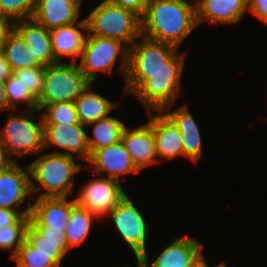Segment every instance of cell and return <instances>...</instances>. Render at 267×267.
Listing matches in <instances>:
<instances>
[{
  "label": "cell",
  "instance_id": "obj_1",
  "mask_svg": "<svg viewBox=\"0 0 267 267\" xmlns=\"http://www.w3.org/2000/svg\"><path fill=\"white\" fill-rule=\"evenodd\" d=\"M197 27L195 7L179 0H148L141 18L142 35L178 49Z\"/></svg>",
  "mask_w": 267,
  "mask_h": 267
},
{
  "label": "cell",
  "instance_id": "obj_2",
  "mask_svg": "<svg viewBox=\"0 0 267 267\" xmlns=\"http://www.w3.org/2000/svg\"><path fill=\"white\" fill-rule=\"evenodd\" d=\"M28 163L30 170L31 192L38 197H72L74 178L80 173L82 165L76 163L74 156L66 154L44 153Z\"/></svg>",
  "mask_w": 267,
  "mask_h": 267
},
{
  "label": "cell",
  "instance_id": "obj_3",
  "mask_svg": "<svg viewBox=\"0 0 267 267\" xmlns=\"http://www.w3.org/2000/svg\"><path fill=\"white\" fill-rule=\"evenodd\" d=\"M182 73L183 70L127 72L125 94L137 96L148 112L162 111L178 100Z\"/></svg>",
  "mask_w": 267,
  "mask_h": 267
},
{
  "label": "cell",
  "instance_id": "obj_4",
  "mask_svg": "<svg viewBox=\"0 0 267 267\" xmlns=\"http://www.w3.org/2000/svg\"><path fill=\"white\" fill-rule=\"evenodd\" d=\"M88 35L111 38L130 47L141 35V18L131 10L102 0L85 17Z\"/></svg>",
  "mask_w": 267,
  "mask_h": 267
},
{
  "label": "cell",
  "instance_id": "obj_5",
  "mask_svg": "<svg viewBox=\"0 0 267 267\" xmlns=\"http://www.w3.org/2000/svg\"><path fill=\"white\" fill-rule=\"evenodd\" d=\"M25 111L26 115L9 113L5 126L0 129V141L14 162V157L37 155L44 151L42 115L38 109ZM38 112L40 116H35Z\"/></svg>",
  "mask_w": 267,
  "mask_h": 267
},
{
  "label": "cell",
  "instance_id": "obj_6",
  "mask_svg": "<svg viewBox=\"0 0 267 267\" xmlns=\"http://www.w3.org/2000/svg\"><path fill=\"white\" fill-rule=\"evenodd\" d=\"M90 83L77 62H57L45 66L43 90L37 99V108L74 102Z\"/></svg>",
  "mask_w": 267,
  "mask_h": 267
},
{
  "label": "cell",
  "instance_id": "obj_7",
  "mask_svg": "<svg viewBox=\"0 0 267 267\" xmlns=\"http://www.w3.org/2000/svg\"><path fill=\"white\" fill-rule=\"evenodd\" d=\"M120 56V58L118 57ZM129 47L119 40L86 35L80 61L77 62L85 77L94 83L98 72L111 73L115 61L119 58L120 73L124 80L128 69Z\"/></svg>",
  "mask_w": 267,
  "mask_h": 267
},
{
  "label": "cell",
  "instance_id": "obj_8",
  "mask_svg": "<svg viewBox=\"0 0 267 267\" xmlns=\"http://www.w3.org/2000/svg\"><path fill=\"white\" fill-rule=\"evenodd\" d=\"M178 51L174 45L141 35L129 47L127 72L183 70L186 53L178 54Z\"/></svg>",
  "mask_w": 267,
  "mask_h": 267
},
{
  "label": "cell",
  "instance_id": "obj_9",
  "mask_svg": "<svg viewBox=\"0 0 267 267\" xmlns=\"http://www.w3.org/2000/svg\"><path fill=\"white\" fill-rule=\"evenodd\" d=\"M120 237L126 242L138 262L147 254V221L126 194L118 205L108 214Z\"/></svg>",
  "mask_w": 267,
  "mask_h": 267
},
{
  "label": "cell",
  "instance_id": "obj_10",
  "mask_svg": "<svg viewBox=\"0 0 267 267\" xmlns=\"http://www.w3.org/2000/svg\"><path fill=\"white\" fill-rule=\"evenodd\" d=\"M120 181L97 176L90 179L76 195L77 205L86 209L98 219L107 218L108 214L127 194Z\"/></svg>",
  "mask_w": 267,
  "mask_h": 267
},
{
  "label": "cell",
  "instance_id": "obj_11",
  "mask_svg": "<svg viewBox=\"0 0 267 267\" xmlns=\"http://www.w3.org/2000/svg\"><path fill=\"white\" fill-rule=\"evenodd\" d=\"M14 162L0 174V208L16 210L21 216H29L33 195L31 192L30 170ZM29 197V198H27ZM27 201V207L19 208Z\"/></svg>",
  "mask_w": 267,
  "mask_h": 267
},
{
  "label": "cell",
  "instance_id": "obj_12",
  "mask_svg": "<svg viewBox=\"0 0 267 267\" xmlns=\"http://www.w3.org/2000/svg\"><path fill=\"white\" fill-rule=\"evenodd\" d=\"M86 125L43 123L44 151L49 147H57L62 151H54V154H66L77 156L80 159L89 160L90 150L88 145V133ZM64 150V151H63Z\"/></svg>",
  "mask_w": 267,
  "mask_h": 267
},
{
  "label": "cell",
  "instance_id": "obj_13",
  "mask_svg": "<svg viewBox=\"0 0 267 267\" xmlns=\"http://www.w3.org/2000/svg\"><path fill=\"white\" fill-rule=\"evenodd\" d=\"M87 163L94 174L120 182L119 176L140 173L122 141L93 151Z\"/></svg>",
  "mask_w": 267,
  "mask_h": 267
},
{
  "label": "cell",
  "instance_id": "obj_14",
  "mask_svg": "<svg viewBox=\"0 0 267 267\" xmlns=\"http://www.w3.org/2000/svg\"><path fill=\"white\" fill-rule=\"evenodd\" d=\"M148 114L150 118L147 123L135 128L126 126L121 139L125 149L131 155L134 165L140 172L147 166L159 163L152 130V111Z\"/></svg>",
  "mask_w": 267,
  "mask_h": 267
},
{
  "label": "cell",
  "instance_id": "obj_15",
  "mask_svg": "<svg viewBox=\"0 0 267 267\" xmlns=\"http://www.w3.org/2000/svg\"><path fill=\"white\" fill-rule=\"evenodd\" d=\"M75 204V199L70 200L68 196L38 197L36 200L33 198L28 216L29 224L65 231L71 208Z\"/></svg>",
  "mask_w": 267,
  "mask_h": 267
},
{
  "label": "cell",
  "instance_id": "obj_16",
  "mask_svg": "<svg viewBox=\"0 0 267 267\" xmlns=\"http://www.w3.org/2000/svg\"><path fill=\"white\" fill-rule=\"evenodd\" d=\"M203 246L200 241L183 235L173 239L151 264L148 254L136 264L139 267H189L203 251Z\"/></svg>",
  "mask_w": 267,
  "mask_h": 267
},
{
  "label": "cell",
  "instance_id": "obj_17",
  "mask_svg": "<svg viewBox=\"0 0 267 267\" xmlns=\"http://www.w3.org/2000/svg\"><path fill=\"white\" fill-rule=\"evenodd\" d=\"M83 0H37L32 18L48 30L78 22Z\"/></svg>",
  "mask_w": 267,
  "mask_h": 267
},
{
  "label": "cell",
  "instance_id": "obj_18",
  "mask_svg": "<svg viewBox=\"0 0 267 267\" xmlns=\"http://www.w3.org/2000/svg\"><path fill=\"white\" fill-rule=\"evenodd\" d=\"M171 107L173 105L165 107L162 112L175 124L181 133L184 157L191 162L197 163L203 155L201 130L190 113L187 104L173 111H170Z\"/></svg>",
  "mask_w": 267,
  "mask_h": 267
},
{
  "label": "cell",
  "instance_id": "obj_19",
  "mask_svg": "<svg viewBox=\"0 0 267 267\" xmlns=\"http://www.w3.org/2000/svg\"><path fill=\"white\" fill-rule=\"evenodd\" d=\"M197 25L237 24L248 12L247 0H200L195 7Z\"/></svg>",
  "mask_w": 267,
  "mask_h": 267
},
{
  "label": "cell",
  "instance_id": "obj_20",
  "mask_svg": "<svg viewBox=\"0 0 267 267\" xmlns=\"http://www.w3.org/2000/svg\"><path fill=\"white\" fill-rule=\"evenodd\" d=\"M152 114V130L160 161L184 157L182 136L175 124L162 112Z\"/></svg>",
  "mask_w": 267,
  "mask_h": 267
},
{
  "label": "cell",
  "instance_id": "obj_21",
  "mask_svg": "<svg viewBox=\"0 0 267 267\" xmlns=\"http://www.w3.org/2000/svg\"><path fill=\"white\" fill-rule=\"evenodd\" d=\"M85 31H87L85 18L50 30L52 51L57 62H61V57L72 58L71 62H77L82 55Z\"/></svg>",
  "mask_w": 267,
  "mask_h": 267
},
{
  "label": "cell",
  "instance_id": "obj_22",
  "mask_svg": "<svg viewBox=\"0 0 267 267\" xmlns=\"http://www.w3.org/2000/svg\"><path fill=\"white\" fill-rule=\"evenodd\" d=\"M14 29L22 36L28 49L43 66L57 63L52 51L50 30L33 18L15 21Z\"/></svg>",
  "mask_w": 267,
  "mask_h": 267
},
{
  "label": "cell",
  "instance_id": "obj_23",
  "mask_svg": "<svg viewBox=\"0 0 267 267\" xmlns=\"http://www.w3.org/2000/svg\"><path fill=\"white\" fill-rule=\"evenodd\" d=\"M92 84L90 83L74 101L79 122L86 126L110 116L111 111L119 106L92 90Z\"/></svg>",
  "mask_w": 267,
  "mask_h": 267
},
{
  "label": "cell",
  "instance_id": "obj_24",
  "mask_svg": "<svg viewBox=\"0 0 267 267\" xmlns=\"http://www.w3.org/2000/svg\"><path fill=\"white\" fill-rule=\"evenodd\" d=\"M93 126L91 130L93 136L90 137L88 134V145L90 154L103 147H107L116 143H119L122 139V134L126 125L113 116H108L102 119H99L93 123L87 125Z\"/></svg>",
  "mask_w": 267,
  "mask_h": 267
},
{
  "label": "cell",
  "instance_id": "obj_25",
  "mask_svg": "<svg viewBox=\"0 0 267 267\" xmlns=\"http://www.w3.org/2000/svg\"><path fill=\"white\" fill-rule=\"evenodd\" d=\"M2 53L9 63L11 71L43 66L28 49L24 39L15 29L8 35Z\"/></svg>",
  "mask_w": 267,
  "mask_h": 267
},
{
  "label": "cell",
  "instance_id": "obj_26",
  "mask_svg": "<svg viewBox=\"0 0 267 267\" xmlns=\"http://www.w3.org/2000/svg\"><path fill=\"white\" fill-rule=\"evenodd\" d=\"M94 220L99 219L79 205L75 204L71 208L65 228V237L69 249L81 245L90 236Z\"/></svg>",
  "mask_w": 267,
  "mask_h": 267
},
{
  "label": "cell",
  "instance_id": "obj_27",
  "mask_svg": "<svg viewBox=\"0 0 267 267\" xmlns=\"http://www.w3.org/2000/svg\"><path fill=\"white\" fill-rule=\"evenodd\" d=\"M65 253H43L36 251L26 240L12 258L16 267H61Z\"/></svg>",
  "mask_w": 267,
  "mask_h": 267
},
{
  "label": "cell",
  "instance_id": "obj_28",
  "mask_svg": "<svg viewBox=\"0 0 267 267\" xmlns=\"http://www.w3.org/2000/svg\"><path fill=\"white\" fill-rule=\"evenodd\" d=\"M5 94L9 108L17 110V104H27V110H36L37 98L28 90L27 87L16 76L11 74L5 81Z\"/></svg>",
  "mask_w": 267,
  "mask_h": 267
},
{
  "label": "cell",
  "instance_id": "obj_29",
  "mask_svg": "<svg viewBox=\"0 0 267 267\" xmlns=\"http://www.w3.org/2000/svg\"><path fill=\"white\" fill-rule=\"evenodd\" d=\"M43 123L78 124L79 119L74 102H59L43 106L40 110Z\"/></svg>",
  "mask_w": 267,
  "mask_h": 267
},
{
  "label": "cell",
  "instance_id": "obj_30",
  "mask_svg": "<svg viewBox=\"0 0 267 267\" xmlns=\"http://www.w3.org/2000/svg\"><path fill=\"white\" fill-rule=\"evenodd\" d=\"M37 0H0V15L12 21L32 18Z\"/></svg>",
  "mask_w": 267,
  "mask_h": 267
},
{
  "label": "cell",
  "instance_id": "obj_31",
  "mask_svg": "<svg viewBox=\"0 0 267 267\" xmlns=\"http://www.w3.org/2000/svg\"><path fill=\"white\" fill-rule=\"evenodd\" d=\"M28 225H8L0 229V249L11 250V259L25 240Z\"/></svg>",
  "mask_w": 267,
  "mask_h": 267
},
{
  "label": "cell",
  "instance_id": "obj_32",
  "mask_svg": "<svg viewBox=\"0 0 267 267\" xmlns=\"http://www.w3.org/2000/svg\"><path fill=\"white\" fill-rule=\"evenodd\" d=\"M25 87L38 99L43 90L45 66H38L32 68H23L12 71Z\"/></svg>",
  "mask_w": 267,
  "mask_h": 267
},
{
  "label": "cell",
  "instance_id": "obj_33",
  "mask_svg": "<svg viewBox=\"0 0 267 267\" xmlns=\"http://www.w3.org/2000/svg\"><path fill=\"white\" fill-rule=\"evenodd\" d=\"M25 240L36 251L43 253H67L69 252V246L67 242H51V241H39L28 229H26Z\"/></svg>",
  "mask_w": 267,
  "mask_h": 267
},
{
  "label": "cell",
  "instance_id": "obj_34",
  "mask_svg": "<svg viewBox=\"0 0 267 267\" xmlns=\"http://www.w3.org/2000/svg\"><path fill=\"white\" fill-rule=\"evenodd\" d=\"M27 229L39 240V241H51V242H67L65 237V231L62 229H48L45 225H30Z\"/></svg>",
  "mask_w": 267,
  "mask_h": 267
},
{
  "label": "cell",
  "instance_id": "obj_35",
  "mask_svg": "<svg viewBox=\"0 0 267 267\" xmlns=\"http://www.w3.org/2000/svg\"><path fill=\"white\" fill-rule=\"evenodd\" d=\"M29 217L21 216L16 210L0 208V229L8 225H28Z\"/></svg>",
  "mask_w": 267,
  "mask_h": 267
},
{
  "label": "cell",
  "instance_id": "obj_36",
  "mask_svg": "<svg viewBox=\"0 0 267 267\" xmlns=\"http://www.w3.org/2000/svg\"><path fill=\"white\" fill-rule=\"evenodd\" d=\"M115 5L121 6L136 13L140 18L143 17L148 0H106Z\"/></svg>",
  "mask_w": 267,
  "mask_h": 267
},
{
  "label": "cell",
  "instance_id": "obj_37",
  "mask_svg": "<svg viewBox=\"0 0 267 267\" xmlns=\"http://www.w3.org/2000/svg\"><path fill=\"white\" fill-rule=\"evenodd\" d=\"M248 12L267 24V0H247Z\"/></svg>",
  "mask_w": 267,
  "mask_h": 267
},
{
  "label": "cell",
  "instance_id": "obj_38",
  "mask_svg": "<svg viewBox=\"0 0 267 267\" xmlns=\"http://www.w3.org/2000/svg\"><path fill=\"white\" fill-rule=\"evenodd\" d=\"M14 21L0 15V52L3 51L8 35L14 29Z\"/></svg>",
  "mask_w": 267,
  "mask_h": 267
},
{
  "label": "cell",
  "instance_id": "obj_39",
  "mask_svg": "<svg viewBox=\"0 0 267 267\" xmlns=\"http://www.w3.org/2000/svg\"><path fill=\"white\" fill-rule=\"evenodd\" d=\"M11 74L9 63L6 61L4 54L0 52V80L5 81Z\"/></svg>",
  "mask_w": 267,
  "mask_h": 267
},
{
  "label": "cell",
  "instance_id": "obj_40",
  "mask_svg": "<svg viewBox=\"0 0 267 267\" xmlns=\"http://www.w3.org/2000/svg\"><path fill=\"white\" fill-rule=\"evenodd\" d=\"M14 161L8 156L6 149L0 141V169H7Z\"/></svg>",
  "mask_w": 267,
  "mask_h": 267
},
{
  "label": "cell",
  "instance_id": "obj_41",
  "mask_svg": "<svg viewBox=\"0 0 267 267\" xmlns=\"http://www.w3.org/2000/svg\"><path fill=\"white\" fill-rule=\"evenodd\" d=\"M3 111L12 112V110L8 106L6 94H5V86L4 81L0 80V113Z\"/></svg>",
  "mask_w": 267,
  "mask_h": 267
},
{
  "label": "cell",
  "instance_id": "obj_42",
  "mask_svg": "<svg viewBox=\"0 0 267 267\" xmlns=\"http://www.w3.org/2000/svg\"><path fill=\"white\" fill-rule=\"evenodd\" d=\"M204 254L201 252L199 256L189 265V267H208Z\"/></svg>",
  "mask_w": 267,
  "mask_h": 267
},
{
  "label": "cell",
  "instance_id": "obj_43",
  "mask_svg": "<svg viewBox=\"0 0 267 267\" xmlns=\"http://www.w3.org/2000/svg\"><path fill=\"white\" fill-rule=\"evenodd\" d=\"M179 1H182V2H185V3H188V4H192L194 7H196L198 5V3H199L200 0H192L195 3L194 2L191 3L192 2L191 0H190V2H189V0H179Z\"/></svg>",
  "mask_w": 267,
  "mask_h": 267
},
{
  "label": "cell",
  "instance_id": "obj_44",
  "mask_svg": "<svg viewBox=\"0 0 267 267\" xmlns=\"http://www.w3.org/2000/svg\"><path fill=\"white\" fill-rule=\"evenodd\" d=\"M213 267H228L224 262H220L218 265H213Z\"/></svg>",
  "mask_w": 267,
  "mask_h": 267
}]
</instances>
